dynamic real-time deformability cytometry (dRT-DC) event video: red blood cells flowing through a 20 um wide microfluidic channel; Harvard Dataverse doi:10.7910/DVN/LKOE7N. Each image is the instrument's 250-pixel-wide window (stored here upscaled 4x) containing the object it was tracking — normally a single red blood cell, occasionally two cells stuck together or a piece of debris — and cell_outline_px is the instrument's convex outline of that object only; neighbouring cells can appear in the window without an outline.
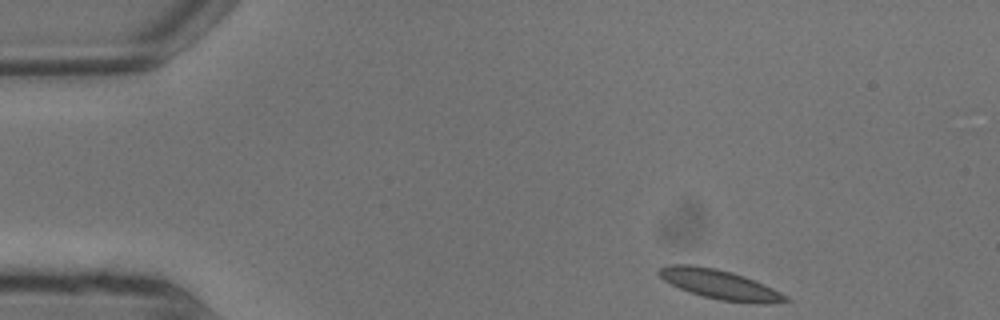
{"species": "common noctule bat (a hibernating species)", "species_latin": "Nyctalus noctula", "temperature_condition": "warm", "stored_images_in_passage": 4, "camera_frame_rate_fps": 3000, "um_per_image_px": 0.085, "animal": {"sex": "male", "body_mass_g": 13.3}, "frame": {"image": 1, "passage_image": 1, "time_ms": 0.0, "image_size_px": [1000, 320], "cell_outline_px": [[792, 300], [768, 304], [752, 304], [720, 300], [688, 292], [664, 280], [656, 272], [660, 268], [668, 264], [692, 264], [716, 268], [732, 272], [744, 276], [764, 284], [788, 296]], "centroid_in_image_um": [61.2, 24.18], "position_along_channel_um": 23.8, "area_um2": 21.91}}
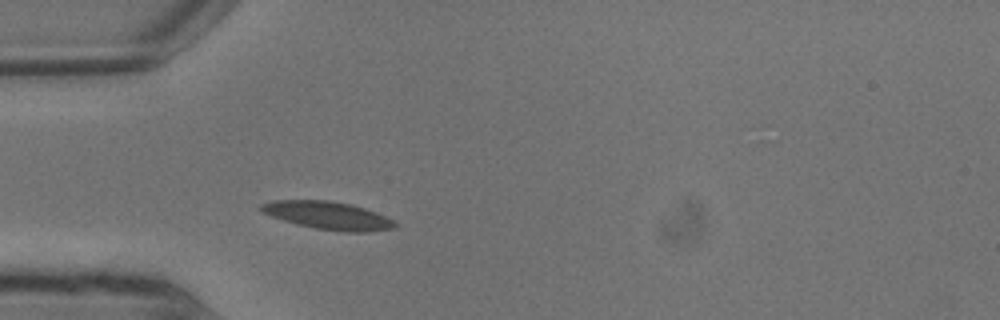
{"frame": {"image": 2, "passage_image": 4, "time_ms": 1.0, "image_size_px": [1000, 320], "cell_outline_px": [[400, 224], [396, 228], [372, 232], [340, 232], [316, 228], [296, 224], [272, 216], [264, 212], [260, 208], [260, 204], [272, 200], [328, 200], [352, 204], [376, 212]], "centroid_in_image_um": [27.93, 18.32], "position_along_channel_um": 57.1, "area_um2": 21.85}}